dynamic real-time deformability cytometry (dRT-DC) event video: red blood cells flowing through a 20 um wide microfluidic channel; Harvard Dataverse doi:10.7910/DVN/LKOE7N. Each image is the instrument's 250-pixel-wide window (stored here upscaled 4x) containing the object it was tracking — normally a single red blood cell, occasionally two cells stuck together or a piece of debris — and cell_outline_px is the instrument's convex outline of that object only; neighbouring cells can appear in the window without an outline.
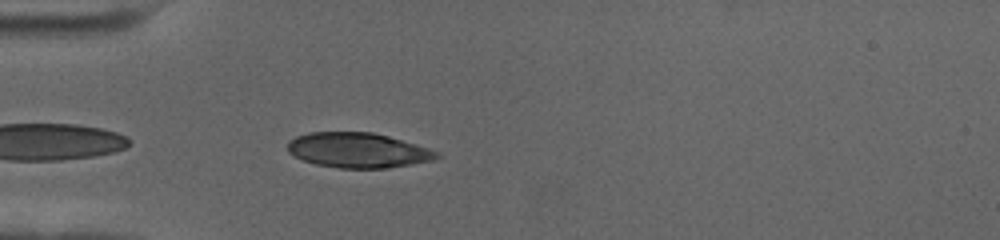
{"species": "human", "species_latin": "Homo sapiens", "temperature_condition": "cold", "stored_images_in_passage": 43, "camera_frame_rate_fps": 3000, "um_per_image_px": 0.085, "donor": {"sex": "female"}, "frame": {"image": 1, "passage_image": 3, "time_ms": 0.667, "image_size_px": [1000, 240], "cell_outline_px": [[440, 156], [436, 160], [412, 164], [384, 168], [340, 168], [316, 164], [304, 160], [288, 152], [288, 140], [296, 136], [308, 132], [372, 132], [388, 136], [428, 148], [440, 152]], "centroid_in_image_um": [30.44, 12.77], "position_along_channel_um": 54.6, "area_um2": 30.35}}
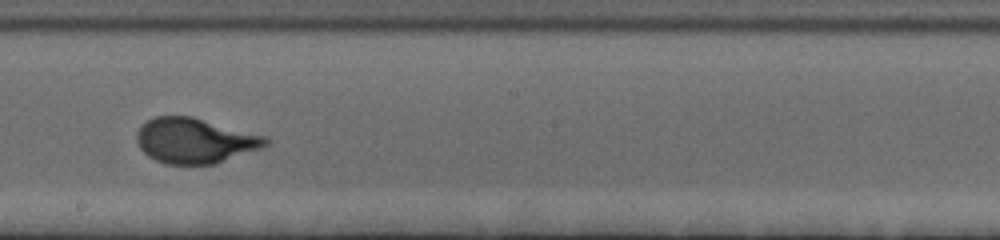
{"frame": {"image": 2, "passage_image": 19, "time_ms": 6.0, "image_size_px": [1000, 240], "cell_outline_px": [[272, 140], [264, 148], [216, 164], [164, 164], [148, 156], [140, 148], [136, 140], [136, 132], [140, 124], [156, 116], [192, 116], [268, 136]], "centroid_in_image_um": [16.61, 11.95], "position_along_channel_um": 231.6, "area_um2": 34.56}}
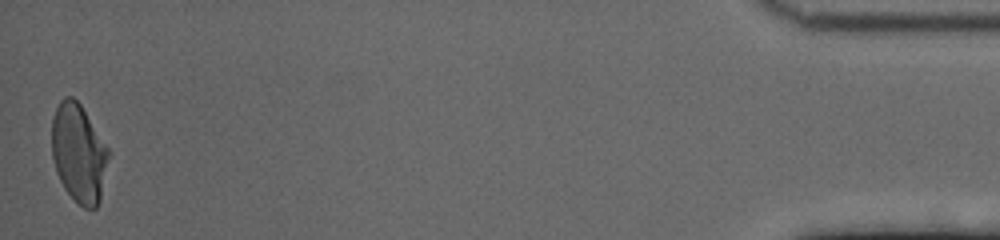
{"frame": {"image": 3, "passage_image": 43, "time_ms": 14.0, "image_size_px": [1000, 240], "cell_outline_px": [[112, 152], [100, 200], [96, 208], [84, 208], [64, 188], [56, 172], [52, 156], [52, 116], [60, 100], [64, 96], [72, 96], [80, 104]], "centroid_in_image_um": [6.72, 13.0], "position_along_channel_um": 428.5, "area_um2": 32.95}, "authors_computed_cell_mechanics": {"area_um2": 33.1194, "velocity_mm_per_s": 3.5091, "shape_relaxation_time_tau1_ms": 3.6718, "shape_relaxation_time_tau2_ms": null, "deformation_change_tau1": 0.1775, "deformation_change_tau2": null}}